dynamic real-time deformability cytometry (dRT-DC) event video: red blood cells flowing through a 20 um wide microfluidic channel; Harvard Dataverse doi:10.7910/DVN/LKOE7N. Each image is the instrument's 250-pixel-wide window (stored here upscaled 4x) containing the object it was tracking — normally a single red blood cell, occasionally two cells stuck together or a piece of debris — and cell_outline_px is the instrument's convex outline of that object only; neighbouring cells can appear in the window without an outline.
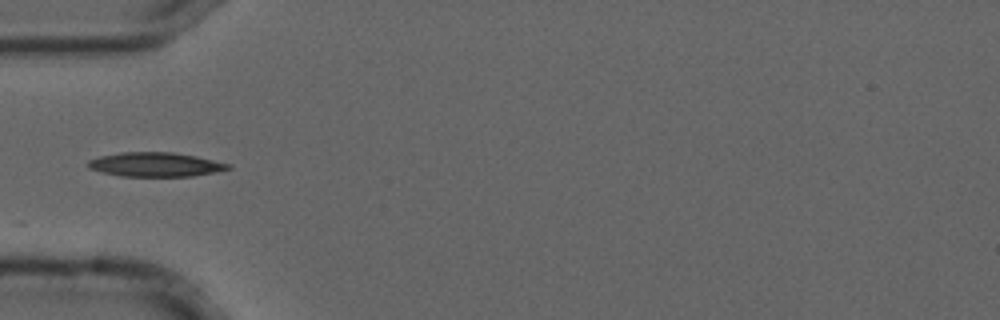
{"species": "common noctule bat (a hibernating species)", "species_latin": "Nyctalus noctula", "temperature_condition": "cold", "stored_images_in_passage": 14, "camera_frame_rate_fps": 3000, "um_per_image_px": 0.085, "animal": {"sex": "male", "forearm_length_mm": 52.5}, "frame": {"image": 1, "passage_image": 1, "time_ms": 0.0, "image_size_px": [1000, 320], "cell_outline_px": [[232, 168], [192, 176], [120, 176], [100, 172], [88, 168], [88, 160], [100, 156], [120, 152], [172, 152], [196, 156], [232, 164]], "centroid_in_image_um": [13.19, 13.98], "position_along_channel_um": 71.8, "area_um2": 19.77}}
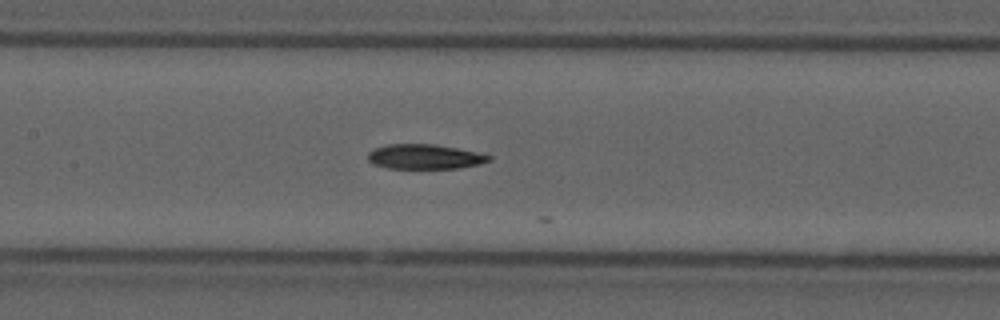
{"frame": {"image": 2, "passage_image": 9, "time_ms": 2.667, "image_size_px": [1000, 320], "cell_outline_px": [[492, 160], [480, 164], [460, 168], [388, 168], [372, 164], [368, 160], [368, 152], [372, 148], [388, 144], [436, 144], [476, 152], [492, 156]], "centroid_in_image_um": [36.08, 13.31], "position_along_channel_um": 171.3, "area_um2": 17.57}}
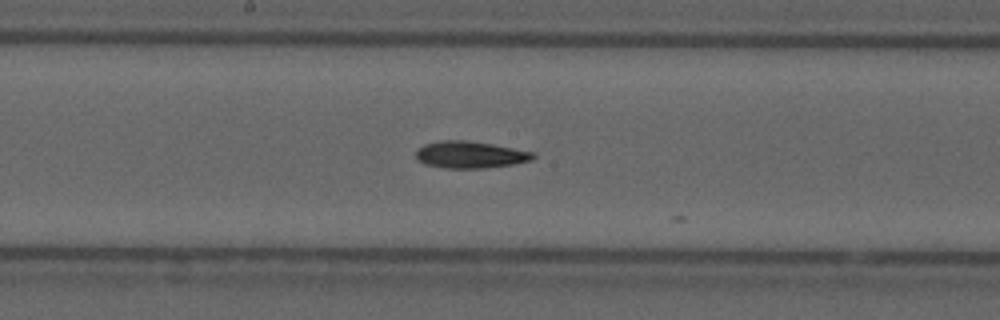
{"frame": {"image": 3, "passage_image": 12, "time_ms": 3.667, "image_size_px": [1000, 320], "cell_outline_px": [[536, 156], [532, 160], [516, 164], [484, 168], [444, 168], [424, 164], [416, 156], [416, 152], [424, 144], [440, 140], [468, 140], [492, 144], [536, 152]], "centroid_in_image_um": [40.02, 13.15], "position_along_channel_um": 208.2, "area_um2": 18.5}}